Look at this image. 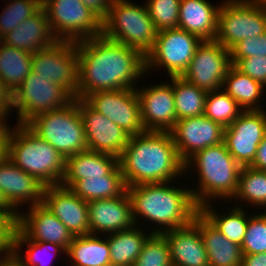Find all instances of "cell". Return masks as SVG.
<instances>
[{"label": "cell", "instance_id": "6da1fadb", "mask_svg": "<svg viewBox=\"0 0 266 266\" xmlns=\"http://www.w3.org/2000/svg\"><path fill=\"white\" fill-rule=\"evenodd\" d=\"M78 95L85 99L97 91L135 88L145 71V56L138 50L103 35L76 42Z\"/></svg>", "mask_w": 266, "mask_h": 266}, {"label": "cell", "instance_id": "d590c367", "mask_svg": "<svg viewBox=\"0 0 266 266\" xmlns=\"http://www.w3.org/2000/svg\"><path fill=\"white\" fill-rule=\"evenodd\" d=\"M233 199L266 207V171L244 166L240 170L238 188Z\"/></svg>", "mask_w": 266, "mask_h": 266}, {"label": "cell", "instance_id": "30bf717a", "mask_svg": "<svg viewBox=\"0 0 266 266\" xmlns=\"http://www.w3.org/2000/svg\"><path fill=\"white\" fill-rule=\"evenodd\" d=\"M266 32V9L251 0H226L218 12L215 40L230 50L239 41Z\"/></svg>", "mask_w": 266, "mask_h": 266}, {"label": "cell", "instance_id": "f907efd6", "mask_svg": "<svg viewBox=\"0 0 266 266\" xmlns=\"http://www.w3.org/2000/svg\"><path fill=\"white\" fill-rule=\"evenodd\" d=\"M241 266H266V253L243 254Z\"/></svg>", "mask_w": 266, "mask_h": 266}, {"label": "cell", "instance_id": "bcb514c9", "mask_svg": "<svg viewBox=\"0 0 266 266\" xmlns=\"http://www.w3.org/2000/svg\"><path fill=\"white\" fill-rule=\"evenodd\" d=\"M0 213L15 226L18 222L19 211L15 210L7 201L4 194L0 190Z\"/></svg>", "mask_w": 266, "mask_h": 266}, {"label": "cell", "instance_id": "5bb4252c", "mask_svg": "<svg viewBox=\"0 0 266 266\" xmlns=\"http://www.w3.org/2000/svg\"><path fill=\"white\" fill-rule=\"evenodd\" d=\"M265 134V109L243 111L231 125L225 127L223 142L241 167L250 166Z\"/></svg>", "mask_w": 266, "mask_h": 266}, {"label": "cell", "instance_id": "c3c4849f", "mask_svg": "<svg viewBox=\"0 0 266 266\" xmlns=\"http://www.w3.org/2000/svg\"><path fill=\"white\" fill-rule=\"evenodd\" d=\"M250 167L257 170L266 171V134L264 139L258 146L255 158Z\"/></svg>", "mask_w": 266, "mask_h": 266}, {"label": "cell", "instance_id": "5b68a950", "mask_svg": "<svg viewBox=\"0 0 266 266\" xmlns=\"http://www.w3.org/2000/svg\"><path fill=\"white\" fill-rule=\"evenodd\" d=\"M15 126L13 130L9 126L8 159L45 187L61 184L66 158L26 124Z\"/></svg>", "mask_w": 266, "mask_h": 266}, {"label": "cell", "instance_id": "f5cc1de1", "mask_svg": "<svg viewBox=\"0 0 266 266\" xmlns=\"http://www.w3.org/2000/svg\"><path fill=\"white\" fill-rule=\"evenodd\" d=\"M13 225L0 213V230H12Z\"/></svg>", "mask_w": 266, "mask_h": 266}, {"label": "cell", "instance_id": "db71d44e", "mask_svg": "<svg viewBox=\"0 0 266 266\" xmlns=\"http://www.w3.org/2000/svg\"><path fill=\"white\" fill-rule=\"evenodd\" d=\"M255 5L266 9V0H251Z\"/></svg>", "mask_w": 266, "mask_h": 266}, {"label": "cell", "instance_id": "d6a6232c", "mask_svg": "<svg viewBox=\"0 0 266 266\" xmlns=\"http://www.w3.org/2000/svg\"><path fill=\"white\" fill-rule=\"evenodd\" d=\"M210 205L209 203L203 205L200 208V213L228 240L241 246L250 216H247L246 211L239 205L231 211L229 210V214L225 213L219 216Z\"/></svg>", "mask_w": 266, "mask_h": 266}, {"label": "cell", "instance_id": "f6af8a7d", "mask_svg": "<svg viewBox=\"0 0 266 266\" xmlns=\"http://www.w3.org/2000/svg\"><path fill=\"white\" fill-rule=\"evenodd\" d=\"M11 94L4 87L3 82L0 79V121L5 125L7 115L11 110Z\"/></svg>", "mask_w": 266, "mask_h": 266}, {"label": "cell", "instance_id": "60d3db41", "mask_svg": "<svg viewBox=\"0 0 266 266\" xmlns=\"http://www.w3.org/2000/svg\"><path fill=\"white\" fill-rule=\"evenodd\" d=\"M241 250L242 254L266 253V211L249 218Z\"/></svg>", "mask_w": 266, "mask_h": 266}, {"label": "cell", "instance_id": "cb8c5ba5", "mask_svg": "<svg viewBox=\"0 0 266 266\" xmlns=\"http://www.w3.org/2000/svg\"><path fill=\"white\" fill-rule=\"evenodd\" d=\"M1 41L33 54L55 44L58 39L54 36L46 13L41 7L34 15L4 36Z\"/></svg>", "mask_w": 266, "mask_h": 266}, {"label": "cell", "instance_id": "ffe728a7", "mask_svg": "<svg viewBox=\"0 0 266 266\" xmlns=\"http://www.w3.org/2000/svg\"><path fill=\"white\" fill-rule=\"evenodd\" d=\"M89 234L114 233L135 225L127 191L114 198L88 202Z\"/></svg>", "mask_w": 266, "mask_h": 266}, {"label": "cell", "instance_id": "ab89813d", "mask_svg": "<svg viewBox=\"0 0 266 266\" xmlns=\"http://www.w3.org/2000/svg\"><path fill=\"white\" fill-rule=\"evenodd\" d=\"M181 0H148L146 7L152 18L155 28L163 29L178 28L179 7Z\"/></svg>", "mask_w": 266, "mask_h": 266}, {"label": "cell", "instance_id": "44dd1931", "mask_svg": "<svg viewBox=\"0 0 266 266\" xmlns=\"http://www.w3.org/2000/svg\"><path fill=\"white\" fill-rule=\"evenodd\" d=\"M27 213H19L16 226L30 240L53 243L67 250L74 236L43 203L30 206Z\"/></svg>", "mask_w": 266, "mask_h": 266}, {"label": "cell", "instance_id": "836d02e7", "mask_svg": "<svg viewBox=\"0 0 266 266\" xmlns=\"http://www.w3.org/2000/svg\"><path fill=\"white\" fill-rule=\"evenodd\" d=\"M173 92L177 120L204 114L207 91L187 82L181 76H173Z\"/></svg>", "mask_w": 266, "mask_h": 266}, {"label": "cell", "instance_id": "7402d4cb", "mask_svg": "<svg viewBox=\"0 0 266 266\" xmlns=\"http://www.w3.org/2000/svg\"><path fill=\"white\" fill-rule=\"evenodd\" d=\"M162 234L169 245L173 266H209L207 251L200 234V212L189 225Z\"/></svg>", "mask_w": 266, "mask_h": 266}, {"label": "cell", "instance_id": "52a82bcc", "mask_svg": "<svg viewBox=\"0 0 266 266\" xmlns=\"http://www.w3.org/2000/svg\"><path fill=\"white\" fill-rule=\"evenodd\" d=\"M26 125L65 158L87 150L78 98L64 108L35 116Z\"/></svg>", "mask_w": 266, "mask_h": 266}, {"label": "cell", "instance_id": "484cf974", "mask_svg": "<svg viewBox=\"0 0 266 266\" xmlns=\"http://www.w3.org/2000/svg\"><path fill=\"white\" fill-rule=\"evenodd\" d=\"M117 164L118 158L110 154L91 150L79 152L66 158L61 185L71 188L78 180L88 176H106Z\"/></svg>", "mask_w": 266, "mask_h": 266}, {"label": "cell", "instance_id": "e0dca14e", "mask_svg": "<svg viewBox=\"0 0 266 266\" xmlns=\"http://www.w3.org/2000/svg\"><path fill=\"white\" fill-rule=\"evenodd\" d=\"M169 78L171 83L136 88L145 131L170 132L176 125L173 76Z\"/></svg>", "mask_w": 266, "mask_h": 266}, {"label": "cell", "instance_id": "9a60e30c", "mask_svg": "<svg viewBox=\"0 0 266 266\" xmlns=\"http://www.w3.org/2000/svg\"><path fill=\"white\" fill-rule=\"evenodd\" d=\"M84 100L131 136L145 131L135 88L97 91L89 94Z\"/></svg>", "mask_w": 266, "mask_h": 266}, {"label": "cell", "instance_id": "11a10c76", "mask_svg": "<svg viewBox=\"0 0 266 266\" xmlns=\"http://www.w3.org/2000/svg\"><path fill=\"white\" fill-rule=\"evenodd\" d=\"M106 266H119V265H116V264H108V265H106Z\"/></svg>", "mask_w": 266, "mask_h": 266}, {"label": "cell", "instance_id": "1f68e13d", "mask_svg": "<svg viewBox=\"0 0 266 266\" xmlns=\"http://www.w3.org/2000/svg\"><path fill=\"white\" fill-rule=\"evenodd\" d=\"M106 236L110 247L111 264L132 266L141 253L149 234L134 225L131 228L110 233Z\"/></svg>", "mask_w": 266, "mask_h": 266}, {"label": "cell", "instance_id": "816d5d0a", "mask_svg": "<svg viewBox=\"0 0 266 266\" xmlns=\"http://www.w3.org/2000/svg\"><path fill=\"white\" fill-rule=\"evenodd\" d=\"M0 266H21L10 254L7 258L0 261Z\"/></svg>", "mask_w": 266, "mask_h": 266}, {"label": "cell", "instance_id": "ba28073f", "mask_svg": "<svg viewBox=\"0 0 266 266\" xmlns=\"http://www.w3.org/2000/svg\"><path fill=\"white\" fill-rule=\"evenodd\" d=\"M42 8L58 41L102 35V21L81 0H42Z\"/></svg>", "mask_w": 266, "mask_h": 266}, {"label": "cell", "instance_id": "74e56055", "mask_svg": "<svg viewBox=\"0 0 266 266\" xmlns=\"http://www.w3.org/2000/svg\"><path fill=\"white\" fill-rule=\"evenodd\" d=\"M8 3L0 15V40L42 7V0H11Z\"/></svg>", "mask_w": 266, "mask_h": 266}, {"label": "cell", "instance_id": "ee69618b", "mask_svg": "<svg viewBox=\"0 0 266 266\" xmlns=\"http://www.w3.org/2000/svg\"><path fill=\"white\" fill-rule=\"evenodd\" d=\"M102 22L107 18L113 0H81Z\"/></svg>", "mask_w": 266, "mask_h": 266}, {"label": "cell", "instance_id": "277c9868", "mask_svg": "<svg viewBox=\"0 0 266 266\" xmlns=\"http://www.w3.org/2000/svg\"><path fill=\"white\" fill-rule=\"evenodd\" d=\"M194 166L200 185L198 191L191 188V192L199 208L215 197L226 201L235 196L242 167L228 152L224 142L195 153L184 163V170Z\"/></svg>", "mask_w": 266, "mask_h": 266}, {"label": "cell", "instance_id": "7c38bea8", "mask_svg": "<svg viewBox=\"0 0 266 266\" xmlns=\"http://www.w3.org/2000/svg\"><path fill=\"white\" fill-rule=\"evenodd\" d=\"M32 72L62 86L74 99L78 95V52L76 42L57 41L33 53Z\"/></svg>", "mask_w": 266, "mask_h": 266}, {"label": "cell", "instance_id": "7a4b0ae2", "mask_svg": "<svg viewBox=\"0 0 266 266\" xmlns=\"http://www.w3.org/2000/svg\"><path fill=\"white\" fill-rule=\"evenodd\" d=\"M118 163L126 187L172 182L185 173L171 132L144 131L131 136Z\"/></svg>", "mask_w": 266, "mask_h": 266}, {"label": "cell", "instance_id": "7dc6e473", "mask_svg": "<svg viewBox=\"0 0 266 266\" xmlns=\"http://www.w3.org/2000/svg\"><path fill=\"white\" fill-rule=\"evenodd\" d=\"M5 124L0 129V165L4 163L9 156V126Z\"/></svg>", "mask_w": 266, "mask_h": 266}, {"label": "cell", "instance_id": "8992f818", "mask_svg": "<svg viewBox=\"0 0 266 266\" xmlns=\"http://www.w3.org/2000/svg\"><path fill=\"white\" fill-rule=\"evenodd\" d=\"M132 3L130 0H113L107 18L102 22V35L138 49L146 56L154 47L158 30L146 5Z\"/></svg>", "mask_w": 266, "mask_h": 266}, {"label": "cell", "instance_id": "4fadbf2b", "mask_svg": "<svg viewBox=\"0 0 266 266\" xmlns=\"http://www.w3.org/2000/svg\"><path fill=\"white\" fill-rule=\"evenodd\" d=\"M231 65L230 50L215 39L203 40L181 77L207 92L217 91Z\"/></svg>", "mask_w": 266, "mask_h": 266}, {"label": "cell", "instance_id": "681fc988", "mask_svg": "<svg viewBox=\"0 0 266 266\" xmlns=\"http://www.w3.org/2000/svg\"><path fill=\"white\" fill-rule=\"evenodd\" d=\"M11 232L12 230H0V261L11 253Z\"/></svg>", "mask_w": 266, "mask_h": 266}, {"label": "cell", "instance_id": "3957f363", "mask_svg": "<svg viewBox=\"0 0 266 266\" xmlns=\"http://www.w3.org/2000/svg\"><path fill=\"white\" fill-rule=\"evenodd\" d=\"M170 183L141 184L126 188L136 225L140 222L137 221V216L141 215L147 221H153L152 224L158 225L151 233L162 234L193 222L200 208L191 189L172 187Z\"/></svg>", "mask_w": 266, "mask_h": 266}, {"label": "cell", "instance_id": "4316f807", "mask_svg": "<svg viewBox=\"0 0 266 266\" xmlns=\"http://www.w3.org/2000/svg\"><path fill=\"white\" fill-rule=\"evenodd\" d=\"M200 234L209 266H241V246L228 240L200 213Z\"/></svg>", "mask_w": 266, "mask_h": 266}, {"label": "cell", "instance_id": "2e32d148", "mask_svg": "<svg viewBox=\"0 0 266 266\" xmlns=\"http://www.w3.org/2000/svg\"><path fill=\"white\" fill-rule=\"evenodd\" d=\"M78 107L84 124L87 150L119 158L131 135L93 109L84 99L78 98Z\"/></svg>", "mask_w": 266, "mask_h": 266}, {"label": "cell", "instance_id": "83f0119b", "mask_svg": "<svg viewBox=\"0 0 266 266\" xmlns=\"http://www.w3.org/2000/svg\"><path fill=\"white\" fill-rule=\"evenodd\" d=\"M126 188L118 163L106 176H88L78 180L70 189L82 200L90 202L118 197Z\"/></svg>", "mask_w": 266, "mask_h": 266}, {"label": "cell", "instance_id": "8d00e7d4", "mask_svg": "<svg viewBox=\"0 0 266 266\" xmlns=\"http://www.w3.org/2000/svg\"><path fill=\"white\" fill-rule=\"evenodd\" d=\"M243 111L223 89L207 92L203 115L224 128L231 125Z\"/></svg>", "mask_w": 266, "mask_h": 266}, {"label": "cell", "instance_id": "f35d334b", "mask_svg": "<svg viewBox=\"0 0 266 266\" xmlns=\"http://www.w3.org/2000/svg\"><path fill=\"white\" fill-rule=\"evenodd\" d=\"M149 234L132 266H173L165 236L161 233Z\"/></svg>", "mask_w": 266, "mask_h": 266}, {"label": "cell", "instance_id": "f1b7e54d", "mask_svg": "<svg viewBox=\"0 0 266 266\" xmlns=\"http://www.w3.org/2000/svg\"><path fill=\"white\" fill-rule=\"evenodd\" d=\"M105 239L93 234L74 236L65 254L72 259V266H106L111 261L108 239Z\"/></svg>", "mask_w": 266, "mask_h": 266}, {"label": "cell", "instance_id": "b9f144b4", "mask_svg": "<svg viewBox=\"0 0 266 266\" xmlns=\"http://www.w3.org/2000/svg\"><path fill=\"white\" fill-rule=\"evenodd\" d=\"M231 64L253 56H266V32L260 36L243 39L230 49Z\"/></svg>", "mask_w": 266, "mask_h": 266}, {"label": "cell", "instance_id": "9f6ffc18", "mask_svg": "<svg viewBox=\"0 0 266 266\" xmlns=\"http://www.w3.org/2000/svg\"><path fill=\"white\" fill-rule=\"evenodd\" d=\"M4 126V124L0 121V129Z\"/></svg>", "mask_w": 266, "mask_h": 266}, {"label": "cell", "instance_id": "f546056e", "mask_svg": "<svg viewBox=\"0 0 266 266\" xmlns=\"http://www.w3.org/2000/svg\"><path fill=\"white\" fill-rule=\"evenodd\" d=\"M222 89L238 103L242 110H264L260 108V102H258L264 93V86L239 71L234 65L229 68Z\"/></svg>", "mask_w": 266, "mask_h": 266}, {"label": "cell", "instance_id": "603a6c76", "mask_svg": "<svg viewBox=\"0 0 266 266\" xmlns=\"http://www.w3.org/2000/svg\"><path fill=\"white\" fill-rule=\"evenodd\" d=\"M44 188L35 177L9 159L0 165V190L15 210L23 203L29 206L43 203Z\"/></svg>", "mask_w": 266, "mask_h": 266}, {"label": "cell", "instance_id": "d6986e66", "mask_svg": "<svg viewBox=\"0 0 266 266\" xmlns=\"http://www.w3.org/2000/svg\"><path fill=\"white\" fill-rule=\"evenodd\" d=\"M43 204L66 226L73 236L89 234L88 202L63 185L46 186Z\"/></svg>", "mask_w": 266, "mask_h": 266}, {"label": "cell", "instance_id": "ac0fdd59", "mask_svg": "<svg viewBox=\"0 0 266 266\" xmlns=\"http://www.w3.org/2000/svg\"><path fill=\"white\" fill-rule=\"evenodd\" d=\"M224 129L221 124L202 115L177 120L170 132L178 156L185 163L198 151L223 142Z\"/></svg>", "mask_w": 266, "mask_h": 266}, {"label": "cell", "instance_id": "d4e9b609", "mask_svg": "<svg viewBox=\"0 0 266 266\" xmlns=\"http://www.w3.org/2000/svg\"><path fill=\"white\" fill-rule=\"evenodd\" d=\"M221 7L208 0H181L178 28L203 40H213L217 34L218 12Z\"/></svg>", "mask_w": 266, "mask_h": 266}, {"label": "cell", "instance_id": "e575fe53", "mask_svg": "<svg viewBox=\"0 0 266 266\" xmlns=\"http://www.w3.org/2000/svg\"><path fill=\"white\" fill-rule=\"evenodd\" d=\"M24 244L28 245L27 249L25 251L26 253L24 252L25 256L21 255L22 253H20V251H21L20 248ZM50 248L53 250L52 252L55 255L57 253L59 254L61 251H63V253H66V251L59 245L49 243V242L30 240L16 225L13 226V229L11 232V253L10 254L15 258V260L21 266H46V264H47L45 262L46 260H44L40 256V253H42L43 250H45V249L47 250ZM50 250H48V251H50ZM47 262H48V260H47ZM48 265H50V264H48Z\"/></svg>", "mask_w": 266, "mask_h": 266}, {"label": "cell", "instance_id": "7bdbcfd3", "mask_svg": "<svg viewBox=\"0 0 266 266\" xmlns=\"http://www.w3.org/2000/svg\"><path fill=\"white\" fill-rule=\"evenodd\" d=\"M234 66L266 87V56L240 59Z\"/></svg>", "mask_w": 266, "mask_h": 266}, {"label": "cell", "instance_id": "9c48e42d", "mask_svg": "<svg viewBox=\"0 0 266 266\" xmlns=\"http://www.w3.org/2000/svg\"><path fill=\"white\" fill-rule=\"evenodd\" d=\"M73 100L62 86L31 71L11 94V108H17L18 124H27L35 116L64 108Z\"/></svg>", "mask_w": 266, "mask_h": 266}, {"label": "cell", "instance_id": "4dcf8cb0", "mask_svg": "<svg viewBox=\"0 0 266 266\" xmlns=\"http://www.w3.org/2000/svg\"><path fill=\"white\" fill-rule=\"evenodd\" d=\"M33 54L4 44L0 40V79L12 94L32 71Z\"/></svg>", "mask_w": 266, "mask_h": 266}, {"label": "cell", "instance_id": "8fae6325", "mask_svg": "<svg viewBox=\"0 0 266 266\" xmlns=\"http://www.w3.org/2000/svg\"><path fill=\"white\" fill-rule=\"evenodd\" d=\"M201 42L199 37L179 28L158 31L154 47L145 56V71L162 67L170 77L181 76Z\"/></svg>", "mask_w": 266, "mask_h": 266}]
</instances>
